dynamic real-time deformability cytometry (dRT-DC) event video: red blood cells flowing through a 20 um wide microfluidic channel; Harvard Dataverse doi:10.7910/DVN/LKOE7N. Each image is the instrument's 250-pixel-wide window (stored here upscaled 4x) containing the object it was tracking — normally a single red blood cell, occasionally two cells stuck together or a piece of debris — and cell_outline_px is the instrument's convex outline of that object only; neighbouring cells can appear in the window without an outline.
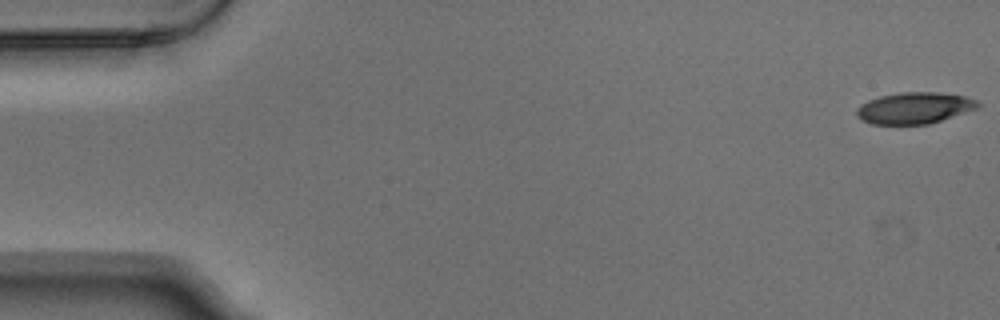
{"species": "Egyptian fruit bat (a non-hibernating species)", "species_latin": "Rousettus aegyptiacus", "temperature_condition": "warm", "stored_images_in_passage": 7, "camera_frame_rate_fps": 3000, "um_per_image_px": 0.085, "animal": {"sex": "male"}, "frame": {"image": 1, "passage_image": 1, "time_ms": 0.0, "image_size_px": [1000, 320], "cell_outline_px": [[980, 108], [928, 124], [872, 124], [856, 116], [856, 108], [860, 104], [868, 100], [880, 96], [900, 92], [936, 92], [964, 96], [976, 100], [980, 104]], "centroid_in_image_um": [77.72, 9.17], "position_along_channel_um": 7.3, "area_um2": 22.2}}
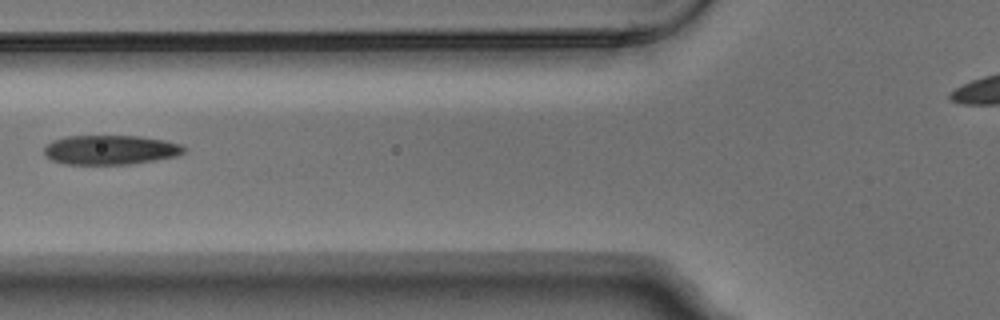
{"frame": {"image": 2, "passage_image": 6, "time_ms": 1.667, "image_size_px": [1000, 320], "cell_outline_px": [[188, 148], [180, 156], [156, 160], [128, 164], [64, 164], [52, 160], [44, 156], [44, 148], [52, 140], [64, 136], [140, 136], [164, 140], [180, 144]], "centroid_in_image_um": [9.4, 12.74], "position_along_channel_um": 116.4, "area_um2": 24.22}}
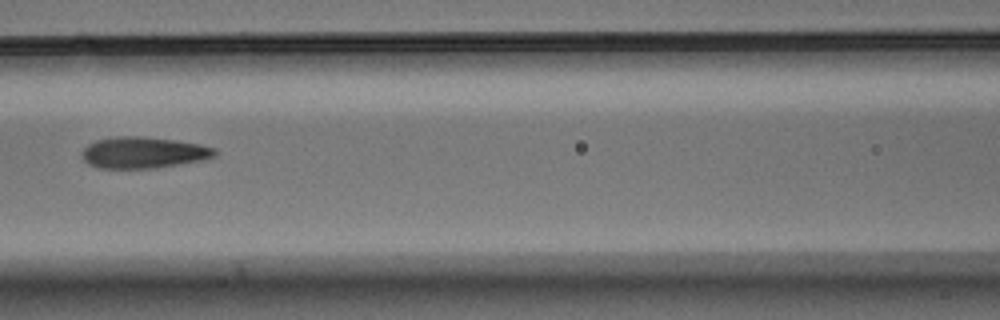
{"frame": {"image": 3, "passage_image": 7, "time_ms": 2.0, "image_size_px": [1000, 320], "cell_outline_px": [[216, 156], [208, 160], [156, 168], [100, 168], [88, 164], [84, 160], [80, 152], [88, 144], [96, 140], [116, 136], [140, 136], [176, 140], [200, 144], [216, 148]], "centroid_in_image_um": [12.23, 12.97], "position_along_channel_um": 154.4, "area_um2": 24.62}}